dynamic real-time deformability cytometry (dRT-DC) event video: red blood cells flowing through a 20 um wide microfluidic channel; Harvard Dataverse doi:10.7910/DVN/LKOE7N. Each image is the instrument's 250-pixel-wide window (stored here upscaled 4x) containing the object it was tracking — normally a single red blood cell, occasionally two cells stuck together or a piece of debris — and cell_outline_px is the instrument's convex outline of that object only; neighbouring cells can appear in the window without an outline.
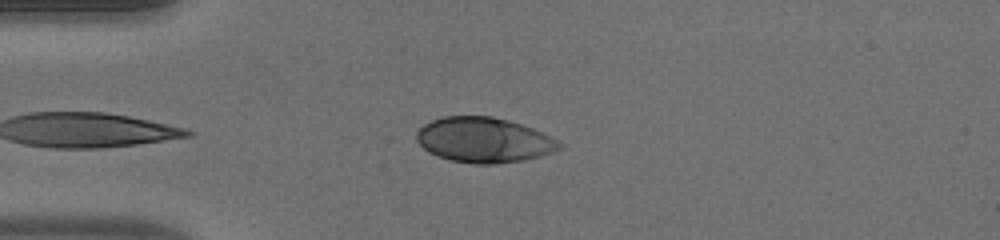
{"species": "human", "species_latin": "Homo sapiens", "temperature_condition": "warm", "stored_images_in_passage": 33, "camera_frame_rate_fps": 3000, "um_per_image_px": 0.085, "donor": {"sex": "male"}, "frame": {"image": 1, "passage_image": 1, "time_ms": 0.0, "image_size_px": [1000, 240], "cell_outline_px": [[564, 148], [552, 152], [524, 160], [492, 164], [476, 164], [452, 160], [428, 152], [416, 140], [416, 132], [424, 124], [432, 120], [444, 116], [492, 116], [508, 120], [532, 128], [564, 144]], "centroid_in_image_um": [41.12, 11.89], "position_along_channel_um": 43.9, "area_um2": 37.28}}
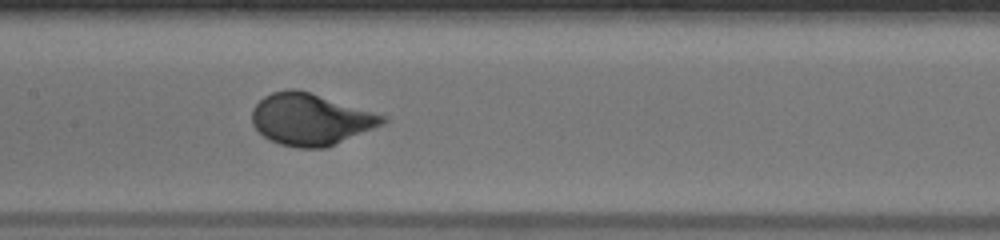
{"frame": {"image": 2, "passage_image": 13, "time_ms": 4.0, "image_size_px": [1000, 240], "cell_outline_px": [[388, 120], [384, 124], [324, 148], [296, 148], [280, 144], [264, 136], [252, 124], [252, 108], [264, 96], [272, 92], [288, 88], [296, 88], [388, 116]], "centroid_in_image_um": [26.4, 10.13], "position_along_channel_um": 181.0, "area_um2": 39.19}}
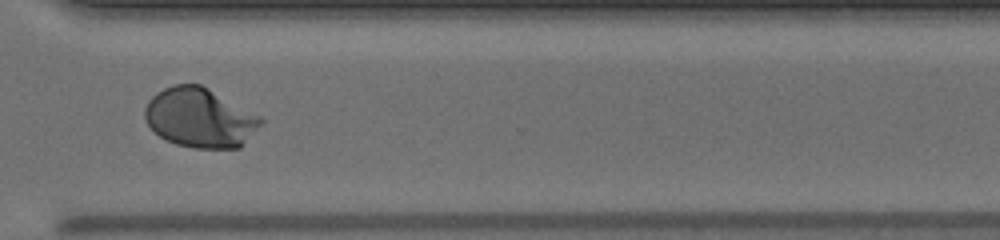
{"frame": {"image": 3, "passage_image": 26, "time_ms": 8.333, "image_size_px": [1000, 240], "cell_outline_px": [[264, 120], [240, 148], [192, 148], [176, 144], [160, 136], [144, 120], [144, 108], [148, 100], [156, 92], [172, 84], [200, 84], [260, 116]], "centroid_in_image_um": [16.96, 10.01], "position_along_channel_um": 353.6, "area_um2": 39.94}, "authors_computed_cell_mechanics": {"area_um2": 39.304, "velocity_mm_per_s": 3.9911, "shape_relaxation_time_tau1_ms": 2.7491, "shape_relaxation_time_tau2_ms": null, "deformation_change_tau1": 0.1992, "deformation_change_tau2": null}}